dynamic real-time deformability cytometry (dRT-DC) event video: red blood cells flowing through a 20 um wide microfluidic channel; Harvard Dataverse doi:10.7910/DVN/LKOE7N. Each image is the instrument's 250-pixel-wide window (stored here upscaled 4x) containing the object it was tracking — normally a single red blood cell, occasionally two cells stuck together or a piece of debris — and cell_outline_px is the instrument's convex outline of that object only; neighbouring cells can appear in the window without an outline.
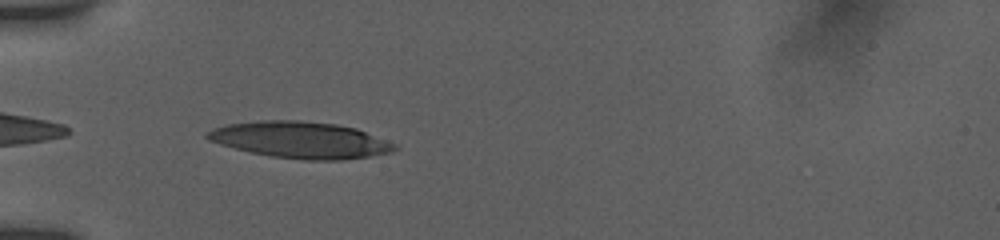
{"species": "human", "species_latin": "Homo sapiens", "temperature_condition": "room temperature", "stored_images_in_passage": 37, "camera_frame_rate_fps": 3000, "um_per_image_px": 0.085, "donor": {"sex": "female"}, "frame": {"image": 1, "passage_image": 1, "time_ms": 0.0, "image_size_px": [1000, 240], "cell_outline_px": [[400, 148], [392, 152], [368, 156], [340, 160], [304, 160], [272, 156], [252, 152], [220, 144], [208, 140], [204, 136], [212, 128], [228, 124], [260, 120], [300, 120], [336, 124], [356, 128], [396, 144]], "centroid_in_image_um": [25.55, 11.89], "position_along_channel_um": 59.5, "area_um2": 39.71}}
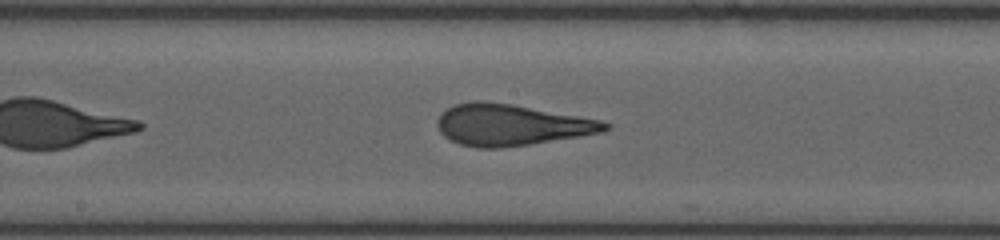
{"frame": {"image": 2, "passage_image": 13, "time_ms": 4.0, "image_size_px": [1000, 240], "cell_outline_px": [[612, 128], [604, 132], [580, 136], [528, 144], [500, 148], [476, 148], [460, 144], [444, 136], [440, 132], [436, 124], [436, 120], [448, 108], [456, 104], [472, 100], [484, 100], [512, 104], [600, 120], [612, 124]], "centroid_in_image_um": [43.45, 10.61], "position_along_channel_um": 204.8, "area_um2": 40.29}}
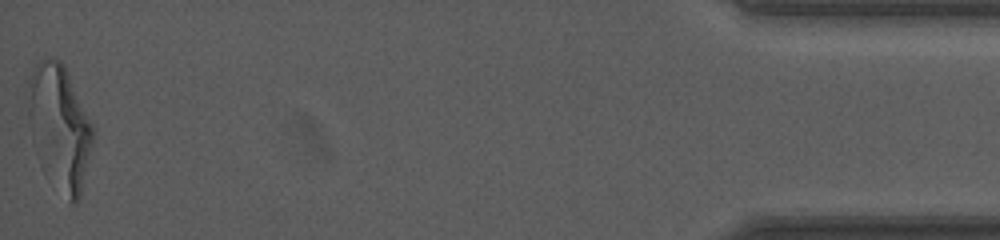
{"frame": {"image": 3, "passage_image": 37, "time_ms": 12.0, "image_size_px": [1000, 240], "cell_outline_px": [[96, 132], [80, 196], [72, 204], [68, 204], [44, 172], [36, 156], [32, 144], [24, 96], [24, 92], [28, 76], [32, 68], [40, 60], [52, 56], [56, 56], [64, 64], [68, 72]], "centroid_in_image_um": [5.0, 10.77], "position_along_channel_um": 430.2, "area_um2": 48.84}, "authors_computed_cell_mechanics": {"area_um2": 40.1132, "velocity_mm_per_s": 3.8611, "shape_relaxation_time_tau1_ms": 7.6329, "shape_relaxation_time_tau2_ms": 1.0429, "deformation_change_tau1": 0.2923, "deformation_change_tau2": 0.1137}}